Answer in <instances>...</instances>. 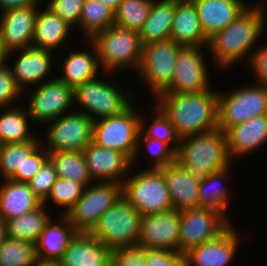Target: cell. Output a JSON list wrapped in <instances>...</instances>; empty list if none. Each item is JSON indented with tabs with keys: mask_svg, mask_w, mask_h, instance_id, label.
I'll list each match as a JSON object with an SVG mask.
<instances>
[{
	"mask_svg": "<svg viewBox=\"0 0 267 266\" xmlns=\"http://www.w3.org/2000/svg\"><path fill=\"white\" fill-rule=\"evenodd\" d=\"M114 25V11L102 4L99 0H85L79 21L80 31L85 40H91ZM82 28V29H81Z\"/></svg>",
	"mask_w": 267,
	"mask_h": 266,
	"instance_id": "36",
	"label": "cell"
},
{
	"mask_svg": "<svg viewBox=\"0 0 267 266\" xmlns=\"http://www.w3.org/2000/svg\"><path fill=\"white\" fill-rule=\"evenodd\" d=\"M41 204L28 183L4 179L0 185V217L5 222L35 210Z\"/></svg>",
	"mask_w": 267,
	"mask_h": 266,
	"instance_id": "29",
	"label": "cell"
},
{
	"mask_svg": "<svg viewBox=\"0 0 267 266\" xmlns=\"http://www.w3.org/2000/svg\"><path fill=\"white\" fill-rule=\"evenodd\" d=\"M144 148L147 151L145 154L149 155L152 163L146 169H161L176 161V152L168 144L154 138L145 137L139 132L137 150L132 160L133 168L136 167L135 164L141 156L140 152Z\"/></svg>",
	"mask_w": 267,
	"mask_h": 266,
	"instance_id": "40",
	"label": "cell"
},
{
	"mask_svg": "<svg viewBox=\"0 0 267 266\" xmlns=\"http://www.w3.org/2000/svg\"><path fill=\"white\" fill-rule=\"evenodd\" d=\"M27 112L35 124L50 123L74 105V89L56 77L30 90ZM71 107V108H70Z\"/></svg>",
	"mask_w": 267,
	"mask_h": 266,
	"instance_id": "13",
	"label": "cell"
},
{
	"mask_svg": "<svg viewBox=\"0 0 267 266\" xmlns=\"http://www.w3.org/2000/svg\"><path fill=\"white\" fill-rule=\"evenodd\" d=\"M76 110L72 108V112L47 124L45 139H40H43L42 146L48 152L82 151L92 141L94 121Z\"/></svg>",
	"mask_w": 267,
	"mask_h": 266,
	"instance_id": "12",
	"label": "cell"
},
{
	"mask_svg": "<svg viewBox=\"0 0 267 266\" xmlns=\"http://www.w3.org/2000/svg\"><path fill=\"white\" fill-rule=\"evenodd\" d=\"M182 47L172 39L143 46L141 63L136 73L143 79L141 82L154 95V99L170 86L176 58Z\"/></svg>",
	"mask_w": 267,
	"mask_h": 266,
	"instance_id": "10",
	"label": "cell"
},
{
	"mask_svg": "<svg viewBox=\"0 0 267 266\" xmlns=\"http://www.w3.org/2000/svg\"><path fill=\"white\" fill-rule=\"evenodd\" d=\"M134 173L124 179L122 196L141 216L173 209L166 180L159 169H142Z\"/></svg>",
	"mask_w": 267,
	"mask_h": 266,
	"instance_id": "7",
	"label": "cell"
},
{
	"mask_svg": "<svg viewBox=\"0 0 267 266\" xmlns=\"http://www.w3.org/2000/svg\"><path fill=\"white\" fill-rule=\"evenodd\" d=\"M122 196V184L94 181L65 216L79 233H89L99 217Z\"/></svg>",
	"mask_w": 267,
	"mask_h": 266,
	"instance_id": "11",
	"label": "cell"
},
{
	"mask_svg": "<svg viewBox=\"0 0 267 266\" xmlns=\"http://www.w3.org/2000/svg\"><path fill=\"white\" fill-rule=\"evenodd\" d=\"M44 0H0V13L8 10L27 7L32 5H42Z\"/></svg>",
	"mask_w": 267,
	"mask_h": 266,
	"instance_id": "49",
	"label": "cell"
},
{
	"mask_svg": "<svg viewBox=\"0 0 267 266\" xmlns=\"http://www.w3.org/2000/svg\"><path fill=\"white\" fill-rule=\"evenodd\" d=\"M93 181L122 184L132 172V160L124 153L99 146L92 141L82 150Z\"/></svg>",
	"mask_w": 267,
	"mask_h": 266,
	"instance_id": "18",
	"label": "cell"
},
{
	"mask_svg": "<svg viewBox=\"0 0 267 266\" xmlns=\"http://www.w3.org/2000/svg\"><path fill=\"white\" fill-rule=\"evenodd\" d=\"M7 238V224L6 222L0 217V247L5 242Z\"/></svg>",
	"mask_w": 267,
	"mask_h": 266,
	"instance_id": "51",
	"label": "cell"
},
{
	"mask_svg": "<svg viewBox=\"0 0 267 266\" xmlns=\"http://www.w3.org/2000/svg\"><path fill=\"white\" fill-rule=\"evenodd\" d=\"M170 39L181 46L207 47L196 8L191 0H177Z\"/></svg>",
	"mask_w": 267,
	"mask_h": 266,
	"instance_id": "28",
	"label": "cell"
},
{
	"mask_svg": "<svg viewBox=\"0 0 267 266\" xmlns=\"http://www.w3.org/2000/svg\"><path fill=\"white\" fill-rule=\"evenodd\" d=\"M52 54L51 51L34 47L9 52L11 58L12 55H16V60L13 58L14 63H11L13 65L9 63V66L17 87L23 92V95H26L30 85L38 86L54 79V76L48 77L54 63Z\"/></svg>",
	"mask_w": 267,
	"mask_h": 266,
	"instance_id": "17",
	"label": "cell"
},
{
	"mask_svg": "<svg viewBox=\"0 0 267 266\" xmlns=\"http://www.w3.org/2000/svg\"><path fill=\"white\" fill-rule=\"evenodd\" d=\"M57 220L58 223H55L51 218L35 243L38 260L59 261L70 242L79 233L65 215L62 214Z\"/></svg>",
	"mask_w": 267,
	"mask_h": 266,
	"instance_id": "24",
	"label": "cell"
},
{
	"mask_svg": "<svg viewBox=\"0 0 267 266\" xmlns=\"http://www.w3.org/2000/svg\"><path fill=\"white\" fill-rule=\"evenodd\" d=\"M134 103L119 115L94 121L92 142L126 154L133 160L140 132V115Z\"/></svg>",
	"mask_w": 267,
	"mask_h": 266,
	"instance_id": "9",
	"label": "cell"
},
{
	"mask_svg": "<svg viewBox=\"0 0 267 266\" xmlns=\"http://www.w3.org/2000/svg\"><path fill=\"white\" fill-rule=\"evenodd\" d=\"M49 159V152L42 144L25 160L24 183H28Z\"/></svg>",
	"mask_w": 267,
	"mask_h": 266,
	"instance_id": "48",
	"label": "cell"
},
{
	"mask_svg": "<svg viewBox=\"0 0 267 266\" xmlns=\"http://www.w3.org/2000/svg\"><path fill=\"white\" fill-rule=\"evenodd\" d=\"M21 106L3 108L0 112V143L13 144L33 141L40 132L36 134L30 129L32 122L27 109ZM31 130V131H30Z\"/></svg>",
	"mask_w": 267,
	"mask_h": 266,
	"instance_id": "33",
	"label": "cell"
},
{
	"mask_svg": "<svg viewBox=\"0 0 267 266\" xmlns=\"http://www.w3.org/2000/svg\"><path fill=\"white\" fill-rule=\"evenodd\" d=\"M85 0H48L46 6L65 21L70 27H79L82 7Z\"/></svg>",
	"mask_w": 267,
	"mask_h": 266,
	"instance_id": "44",
	"label": "cell"
},
{
	"mask_svg": "<svg viewBox=\"0 0 267 266\" xmlns=\"http://www.w3.org/2000/svg\"><path fill=\"white\" fill-rule=\"evenodd\" d=\"M231 224L217 211L194 208L180 211L179 252L185 254L216 239Z\"/></svg>",
	"mask_w": 267,
	"mask_h": 266,
	"instance_id": "15",
	"label": "cell"
},
{
	"mask_svg": "<svg viewBox=\"0 0 267 266\" xmlns=\"http://www.w3.org/2000/svg\"><path fill=\"white\" fill-rule=\"evenodd\" d=\"M176 161L187 175L202 182L211 173L230 166L226 133L220 129L180 138Z\"/></svg>",
	"mask_w": 267,
	"mask_h": 266,
	"instance_id": "3",
	"label": "cell"
},
{
	"mask_svg": "<svg viewBox=\"0 0 267 266\" xmlns=\"http://www.w3.org/2000/svg\"><path fill=\"white\" fill-rule=\"evenodd\" d=\"M180 211L141 216L139 242L145 249H163L179 252Z\"/></svg>",
	"mask_w": 267,
	"mask_h": 266,
	"instance_id": "16",
	"label": "cell"
},
{
	"mask_svg": "<svg viewBox=\"0 0 267 266\" xmlns=\"http://www.w3.org/2000/svg\"><path fill=\"white\" fill-rule=\"evenodd\" d=\"M96 47L100 68L104 74L119 70L138 71L143 44L139 32L115 25L97 33L90 40ZM104 70H103V69Z\"/></svg>",
	"mask_w": 267,
	"mask_h": 266,
	"instance_id": "4",
	"label": "cell"
},
{
	"mask_svg": "<svg viewBox=\"0 0 267 266\" xmlns=\"http://www.w3.org/2000/svg\"><path fill=\"white\" fill-rule=\"evenodd\" d=\"M72 29L51 9L40 5L35 20L32 47L54 53L57 48H63L66 44L65 41L68 42L67 38H69Z\"/></svg>",
	"mask_w": 267,
	"mask_h": 266,
	"instance_id": "27",
	"label": "cell"
},
{
	"mask_svg": "<svg viewBox=\"0 0 267 266\" xmlns=\"http://www.w3.org/2000/svg\"><path fill=\"white\" fill-rule=\"evenodd\" d=\"M153 0H122L114 12V25L139 32L148 18Z\"/></svg>",
	"mask_w": 267,
	"mask_h": 266,
	"instance_id": "38",
	"label": "cell"
},
{
	"mask_svg": "<svg viewBox=\"0 0 267 266\" xmlns=\"http://www.w3.org/2000/svg\"><path fill=\"white\" fill-rule=\"evenodd\" d=\"M141 214L123 196L106 210L89 232L111 251L139 242Z\"/></svg>",
	"mask_w": 267,
	"mask_h": 266,
	"instance_id": "6",
	"label": "cell"
},
{
	"mask_svg": "<svg viewBox=\"0 0 267 266\" xmlns=\"http://www.w3.org/2000/svg\"><path fill=\"white\" fill-rule=\"evenodd\" d=\"M23 92L17 87L9 63L0 67V109L18 105ZM16 104V105H15Z\"/></svg>",
	"mask_w": 267,
	"mask_h": 266,
	"instance_id": "42",
	"label": "cell"
},
{
	"mask_svg": "<svg viewBox=\"0 0 267 266\" xmlns=\"http://www.w3.org/2000/svg\"><path fill=\"white\" fill-rule=\"evenodd\" d=\"M98 77L74 89V104H79L80 110H83L79 112L86 114L93 121L121 114L136 98L132 90L121 88V83H118L117 79L109 82L108 79Z\"/></svg>",
	"mask_w": 267,
	"mask_h": 266,
	"instance_id": "5",
	"label": "cell"
},
{
	"mask_svg": "<svg viewBox=\"0 0 267 266\" xmlns=\"http://www.w3.org/2000/svg\"><path fill=\"white\" fill-rule=\"evenodd\" d=\"M156 105L169 118L180 138L218 128V90L197 93H161Z\"/></svg>",
	"mask_w": 267,
	"mask_h": 266,
	"instance_id": "2",
	"label": "cell"
},
{
	"mask_svg": "<svg viewBox=\"0 0 267 266\" xmlns=\"http://www.w3.org/2000/svg\"><path fill=\"white\" fill-rule=\"evenodd\" d=\"M254 4V5H253ZM249 5L225 29L216 32L208 39L207 49L216 67L222 72L236 66L240 59H250L255 51V45L266 27L265 2ZM232 65V66H231ZM223 68V69H222Z\"/></svg>",
	"mask_w": 267,
	"mask_h": 266,
	"instance_id": "1",
	"label": "cell"
},
{
	"mask_svg": "<svg viewBox=\"0 0 267 266\" xmlns=\"http://www.w3.org/2000/svg\"><path fill=\"white\" fill-rule=\"evenodd\" d=\"M35 244L7 237L0 247V266H34Z\"/></svg>",
	"mask_w": 267,
	"mask_h": 266,
	"instance_id": "39",
	"label": "cell"
},
{
	"mask_svg": "<svg viewBox=\"0 0 267 266\" xmlns=\"http://www.w3.org/2000/svg\"><path fill=\"white\" fill-rule=\"evenodd\" d=\"M99 1L115 12L122 0H99Z\"/></svg>",
	"mask_w": 267,
	"mask_h": 266,
	"instance_id": "52",
	"label": "cell"
},
{
	"mask_svg": "<svg viewBox=\"0 0 267 266\" xmlns=\"http://www.w3.org/2000/svg\"><path fill=\"white\" fill-rule=\"evenodd\" d=\"M39 135L25 143L3 144L0 147V176L15 182L24 183V165L41 144Z\"/></svg>",
	"mask_w": 267,
	"mask_h": 266,
	"instance_id": "32",
	"label": "cell"
},
{
	"mask_svg": "<svg viewBox=\"0 0 267 266\" xmlns=\"http://www.w3.org/2000/svg\"><path fill=\"white\" fill-rule=\"evenodd\" d=\"M243 236L230 225L216 239L185 253L187 266H230Z\"/></svg>",
	"mask_w": 267,
	"mask_h": 266,
	"instance_id": "19",
	"label": "cell"
},
{
	"mask_svg": "<svg viewBox=\"0 0 267 266\" xmlns=\"http://www.w3.org/2000/svg\"><path fill=\"white\" fill-rule=\"evenodd\" d=\"M45 207L42 203L35 210L8 220L6 222L7 237L35 244L44 227L52 218V215H49L50 212Z\"/></svg>",
	"mask_w": 267,
	"mask_h": 266,
	"instance_id": "34",
	"label": "cell"
},
{
	"mask_svg": "<svg viewBox=\"0 0 267 266\" xmlns=\"http://www.w3.org/2000/svg\"><path fill=\"white\" fill-rule=\"evenodd\" d=\"M250 71H253L254 81L257 84L267 86V42L265 45L257 46L249 64Z\"/></svg>",
	"mask_w": 267,
	"mask_h": 266,
	"instance_id": "47",
	"label": "cell"
},
{
	"mask_svg": "<svg viewBox=\"0 0 267 266\" xmlns=\"http://www.w3.org/2000/svg\"><path fill=\"white\" fill-rule=\"evenodd\" d=\"M207 39L225 29L249 5L247 0H191ZM248 2V3H247Z\"/></svg>",
	"mask_w": 267,
	"mask_h": 266,
	"instance_id": "22",
	"label": "cell"
},
{
	"mask_svg": "<svg viewBox=\"0 0 267 266\" xmlns=\"http://www.w3.org/2000/svg\"><path fill=\"white\" fill-rule=\"evenodd\" d=\"M57 179L58 176L54 165L48 159L28 184L34 195L43 203L50 194L52 186Z\"/></svg>",
	"mask_w": 267,
	"mask_h": 266,
	"instance_id": "43",
	"label": "cell"
},
{
	"mask_svg": "<svg viewBox=\"0 0 267 266\" xmlns=\"http://www.w3.org/2000/svg\"><path fill=\"white\" fill-rule=\"evenodd\" d=\"M34 266H62L59 261L37 260Z\"/></svg>",
	"mask_w": 267,
	"mask_h": 266,
	"instance_id": "53",
	"label": "cell"
},
{
	"mask_svg": "<svg viewBox=\"0 0 267 266\" xmlns=\"http://www.w3.org/2000/svg\"><path fill=\"white\" fill-rule=\"evenodd\" d=\"M229 159L249 156L267 142V114L230 127L226 132ZM239 158V159H238Z\"/></svg>",
	"mask_w": 267,
	"mask_h": 266,
	"instance_id": "21",
	"label": "cell"
},
{
	"mask_svg": "<svg viewBox=\"0 0 267 266\" xmlns=\"http://www.w3.org/2000/svg\"><path fill=\"white\" fill-rule=\"evenodd\" d=\"M159 170L166 180L173 209L183 211L199 207L200 183L189 177L177 161Z\"/></svg>",
	"mask_w": 267,
	"mask_h": 266,
	"instance_id": "26",
	"label": "cell"
},
{
	"mask_svg": "<svg viewBox=\"0 0 267 266\" xmlns=\"http://www.w3.org/2000/svg\"><path fill=\"white\" fill-rule=\"evenodd\" d=\"M232 165L218 172L211 173L200 182L199 186V208L211 209L219 212L230 224L231 219L228 215V208L232 201L230 192L227 189L225 178L231 173ZM230 171V172H229Z\"/></svg>",
	"mask_w": 267,
	"mask_h": 266,
	"instance_id": "31",
	"label": "cell"
},
{
	"mask_svg": "<svg viewBox=\"0 0 267 266\" xmlns=\"http://www.w3.org/2000/svg\"><path fill=\"white\" fill-rule=\"evenodd\" d=\"M38 8L32 5L0 13V33L9 52L32 47Z\"/></svg>",
	"mask_w": 267,
	"mask_h": 266,
	"instance_id": "20",
	"label": "cell"
},
{
	"mask_svg": "<svg viewBox=\"0 0 267 266\" xmlns=\"http://www.w3.org/2000/svg\"><path fill=\"white\" fill-rule=\"evenodd\" d=\"M49 160L59 178L81 183L85 187L94 182L82 151L49 152Z\"/></svg>",
	"mask_w": 267,
	"mask_h": 266,
	"instance_id": "35",
	"label": "cell"
},
{
	"mask_svg": "<svg viewBox=\"0 0 267 266\" xmlns=\"http://www.w3.org/2000/svg\"><path fill=\"white\" fill-rule=\"evenodd\" d=\"M152 110L151 113L153 117L149 120L151 121L150 124H147L145 118L140 114V132L145 137L154 138L168 144L177 152L180 137L176 133L175 128L171 124L169 118L156 104H154Z\"/></svg>",
	"mask_w": 267,
	"mask_h": 266,
	"instance_id": "37",
	"label": "cell"
},
{
	"mask_svg": "<svg viewBox=\"0 0 267 266\" xmlns=\"http://www.w3.org/2000/svg\"><path fill=\"white\" fill-rule=\"evenodd\" d=\"M205 48L183 46L179 50L172 82L163 93H197L212 89L205 61L209 51Z\"/></svg>",
	"mask_w": 267,
	"mask_h": 266,
	"instance_id": "14",
	"label": "cell"
},
{
	"mask_svg": "<svg viewBox=\"0 0 267 266\" xmlns=\"http://www.w3.org/2000/svg\"><path fill=\"white\" fill-rule=\"evenodd\" d=\"M146 266H187L185 255L163 249H146Z\"/></svg>",
	"mask_w": 267,
	"mask_h": 266,
	"instance_id": "46",
	"label": "cell"
},
{
	"mask_svg": "<svg viewBox=\"0 0 267 266\" xmlns=\"http://www.w3.org/2000/svg\"><path fill=\"white\" fill-rule=\"evenodd\" d=\"M110 266H146V249L139 245L115 249Z\"/></svg>",
	"mask_w": 267,
	"mask_h": 266,
	"instance_id": "45",
	"label": "cell"
},
{
	"mask_svg": "<svg viewBox=\"0 0 267 266\" xmlns=\"http://www.w3.org/2000/svg\"><path fill=\"white\" fill-rule=\"evenodd\" d=\"M218 90V129L226 132L230 127L251 118L267 114V86L253 82L238 89Z\"/></svg>",
	"mask_w": 267,
	"mask_h": 266,
	"instance_id": "8",
	"label": "cell"
},
{
	"mask_svg": "<svg viewBox=\"0 0 267 266\" xmlns=\"http://www.w3.org/2000/svg\"><path fill=\"white\" fill-rule=\"evenodd\" d=\"M177 0H153L148 18L139 31L144 45L170 39Z\"/></svg>",
	"mask_w": 267,
	"mask_h": 266,
	"instance_id": "30",
	"label": "cell"
},
{
	"mask_svg": "<svg viewBox=\"0 0 267 266\" xmlns=\"http://www.w3.org/2000/svg\"><path fill=\"white\" fill-rule=\"evenodd\" d=\"M84 189L85 186L81 183L58 177L43 204L46 206L47 203L52 202V206L55 205L57 208H62L61 215H65L82 196Z\"/></svg>",
	"mask_w": 267,
	"mask_h": 266,
	"instance_id": "41",
	"label": "cell"
},
{
	"mask_svg": "<svg viewBox=\"0 0 267 266\" xmlns=\"http://www.w3.org/2000/svg\"><path fill=\"white\" fill-rule=\"evenodd\" d=\"M9 51L6 49L0 33V67L9 62Z\"/></svg>",
	"mask_w": 267,
	"mask_h": 266,
	"instance_id": "50",
	"label": "cell"
},
{
	"mask_svg": "<svg viewBox=\"0 0 267 266\" xmlns=\"http://www.w3.org/2000/svg\"><path fill=\"white\" fill-rule=\"evenodd\" d=\"M86 41H88L89 48H91L89 51H84V49L72 51V49L66 47L70 53L62 61L61 73L55 76L73 89L99 76V71L101 72L100 76H102L96 47L90 40Z\"/></svg>",
	"mask_w": 267,
	"mask_h": 266,
	"instance_id": "23",
	"label": "cell"
},
{
	"mask_svg": "<svg viewBox=\"0 0 267 266\" xmlns=\"http://www.w3.org/2000/svg\"><path fill=\"white\" fill-rule=\"evenodd\" d=\"M111 253L89 233H78L59 262L62 266H110Z\"/></svg>",
	"mask_w": 267,
	"mask_h": 266,
	"instance_id": "25",
	"label": "cell"
}]
</instances>
